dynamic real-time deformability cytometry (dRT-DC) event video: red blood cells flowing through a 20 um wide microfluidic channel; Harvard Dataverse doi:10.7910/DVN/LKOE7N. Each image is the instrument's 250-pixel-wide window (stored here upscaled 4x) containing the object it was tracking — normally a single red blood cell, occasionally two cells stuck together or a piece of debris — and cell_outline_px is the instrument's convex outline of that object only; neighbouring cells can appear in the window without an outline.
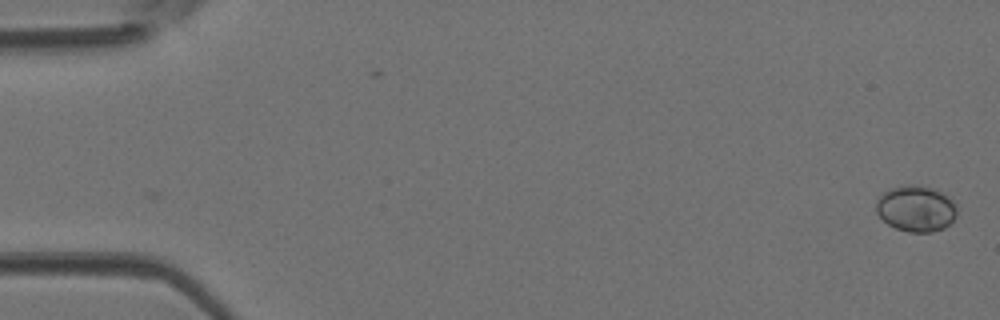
{"species": "Egyptian fruit bat (a non-hibernating species)", "species_latin": "Rousettus aegyptiacus", "temperature_condition": "room temperature", "stored_images_in_passage": 45, "camera_frame_rate_fps": 3000, "um_per_image_px": 0.085, "animal": {"sex": "female"}, "frame": {"image": 1, "passage_image": 1, "time_ms": 0.0, "image_size_px": [1000, 320], "cell_outline_px": [[956, 216], [944, 228], [932, 232], [908, 232], [896, 228], [888, 224], [876, 212], [876, 200], [884, 192], [892, 188], [908, 184], [912, 184], [932, 188], [948, 196], [956, 204]], "centroid_in_image_um": [77.85, 17.73], "position_along_channel_um": 7.1, "area_um2": 21.56}}
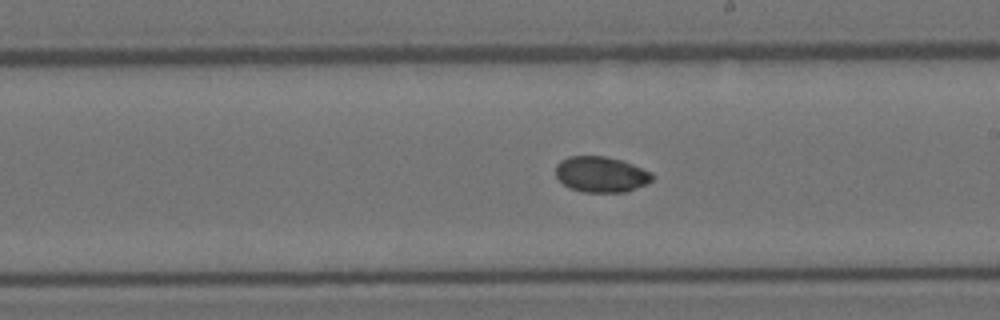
{"frame": {"image": 2, "passage_image": 26, "time_ms": 8.333, "image_size_px": [1000, 320], "cell_outline_px": [[652, 180], [648, 184], [624, 192], [584, 192], [572, 188], [564, 184], [556, 176], [556, 164], [560, 160], [568, 156], [604, 156], [620, 160], [632, 164], [652, 172]], "centroid_in_image_um": [51.09, 14.82], "position_along_channel_um": 237.9, "area_um2": 20.0}}
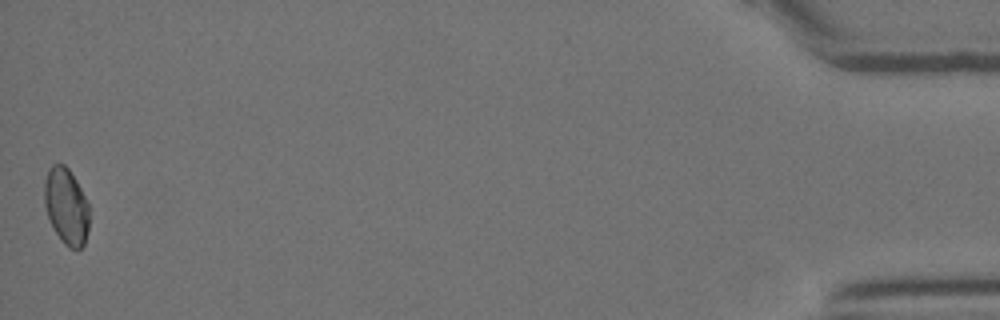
{"frame": {"image": 3, "passage_image": 45, "time_ms": 14.667, "image_size_px": [1000, 320], "cell_outline_px": [[88, 232], [84, 244], [80, 248], [68, 248], [64, 244], [56, 232], [48, 216], [44, 204], [44, 180], [48, 168], [52, 164], [64, 164], [68, 168], [76, 180], [88, 204]], "centroid_in_image_um": [5.62, 17.51], "position_along_channel_um": 429.6, "area_um2": 19.83}}